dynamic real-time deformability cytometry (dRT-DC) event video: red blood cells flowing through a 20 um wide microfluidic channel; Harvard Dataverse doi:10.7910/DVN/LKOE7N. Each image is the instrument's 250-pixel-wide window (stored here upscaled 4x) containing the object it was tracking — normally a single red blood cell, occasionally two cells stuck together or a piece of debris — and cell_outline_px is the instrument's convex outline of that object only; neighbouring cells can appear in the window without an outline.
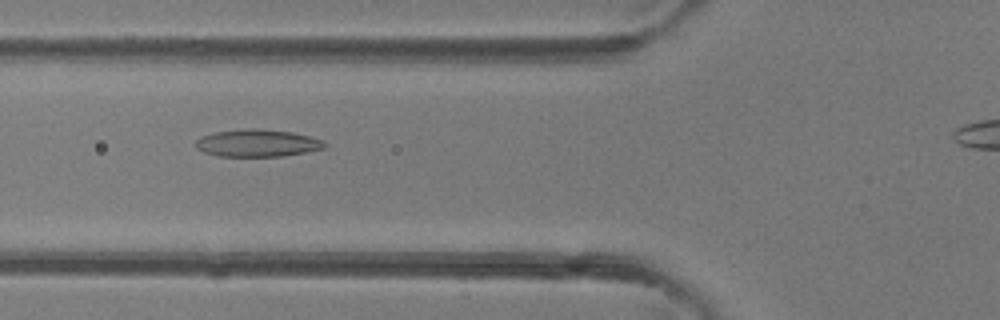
{"species": "common noctule bat (a hibernating species)", "species_latin": "Nyctalus noctula", "temperature_condition": "room temperature", "stored_images_in_passage": 34, "camera_frame_rate_fps": 3000, "um_per_image_px": 0.085, "animal": {"sex": "female"}, "frame": {"image": 1, "passage_image": 10, "time_ms": 3.0, "image_size_px": [1000, 320], "cell_outline_px": [[328, 144], [324, 148], [284, 156], [216, 156], [204, 152], [196, 148], [196, 140], [200, 136], [212, 132], [248, 128], [260, 128], [292, 132], [324, 140]], "centroid_in_image_um": [21.86, 12.15], "position_along_channel_um": 103.9, "area_um2": 20.69}}
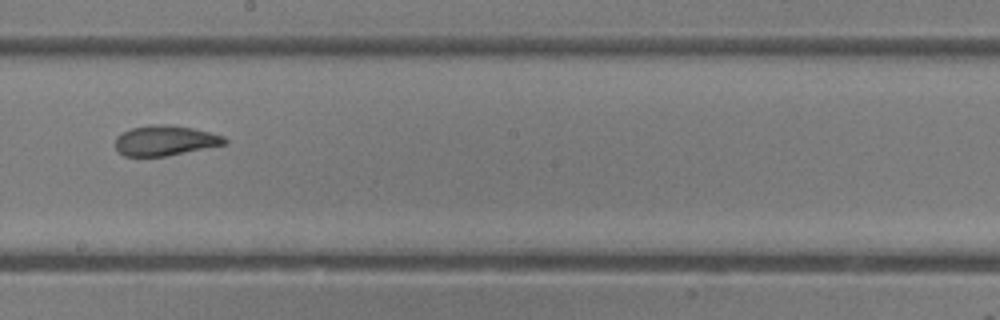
{"frame": {"image": 2, "passage_image": 19, "time_ms": 6.0, "image_size_px": [1000, 320], "cell_outline_px": [[228, 144], [168, 156], [124, 156], [116, 148], [116, 136], [132, 128], [152, 124], [168, 124], [192, 128], [224, 136], [228, 140]], "centroid_in_image_um": [14.07, 11.95], "position_along_channel_um": 234.1, "area_um2": 19.25}}
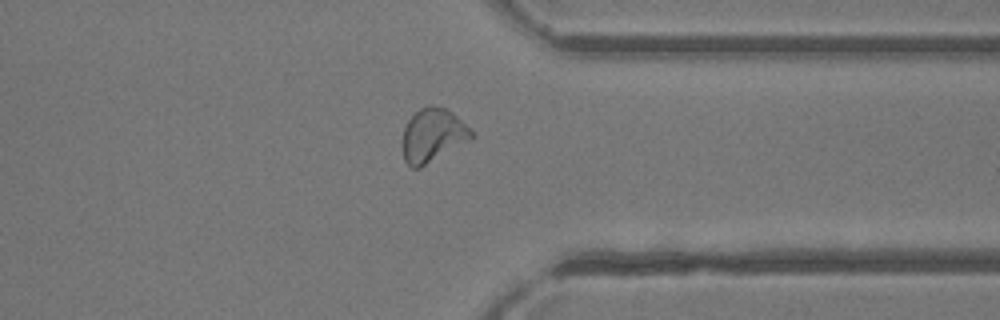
{"frame": {"image": 3, "passage_image": 29, "time_ms": 9.333, "image_size_px": [1000, 320], "cell_outline_px": [[476, 136], [472, 140], [420, 168], [412, 168], [404, 160], [400, 148], [404, 128], [408, 120], [420, 108], [428, 104], [448, 108]], "centroid_in_image_um": [36.76, 11.52], "position_along_channel_um": 374.6, "area_um2": 21.91}}